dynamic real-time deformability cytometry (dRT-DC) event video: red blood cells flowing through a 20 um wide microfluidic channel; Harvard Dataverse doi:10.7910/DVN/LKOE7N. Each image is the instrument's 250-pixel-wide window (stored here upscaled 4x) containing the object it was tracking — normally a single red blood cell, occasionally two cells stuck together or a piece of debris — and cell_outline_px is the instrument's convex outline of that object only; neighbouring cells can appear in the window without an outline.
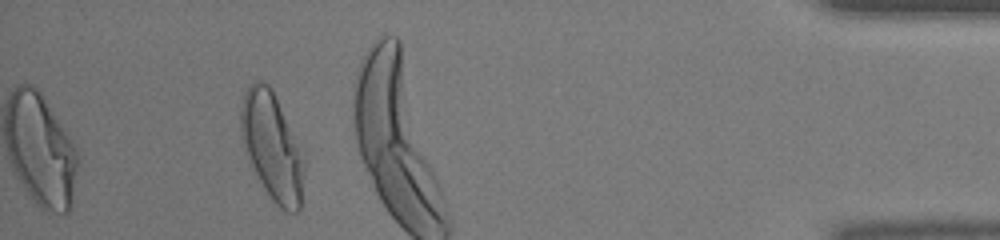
{"species": "human", "species_latin": "Homo sapiens", "temperature_condition": "warm", "stored_images_in_passage": 35, "camera_frame_rate_fps": 3000, "um_per_image_px": 0.085, "donor": {"sex": "male"}, "frame": {"image": 1, "passage_image": 35, "time_ms": 11.333, "image_size_px": [1000, 240], "cell_outline_px": [[304, 172], [300, 208], [296, 212], [288, 212], [280, 208], [272, 200], [248, 164], [240, 136], [240, 108], [244, 92], [248, 84], [252, 80], [264, 80], [272, 88], [304, 160]], "centroid_in_image_um": [23.06, 12.43], "position_along_channel_um": 412.1, "area_um2": 39.71}, "authors_computed_cell_mechanics": {"area_um2": 35.6048, "velocity_mm_per_s": 4.1993, "shape_relaxation_time_tau1_ms": 5.3093, "shape_relaxation_time_tau2_ms": null, "deformation_change_tau1": 0.2547, "deformation_change_tau2": null}}